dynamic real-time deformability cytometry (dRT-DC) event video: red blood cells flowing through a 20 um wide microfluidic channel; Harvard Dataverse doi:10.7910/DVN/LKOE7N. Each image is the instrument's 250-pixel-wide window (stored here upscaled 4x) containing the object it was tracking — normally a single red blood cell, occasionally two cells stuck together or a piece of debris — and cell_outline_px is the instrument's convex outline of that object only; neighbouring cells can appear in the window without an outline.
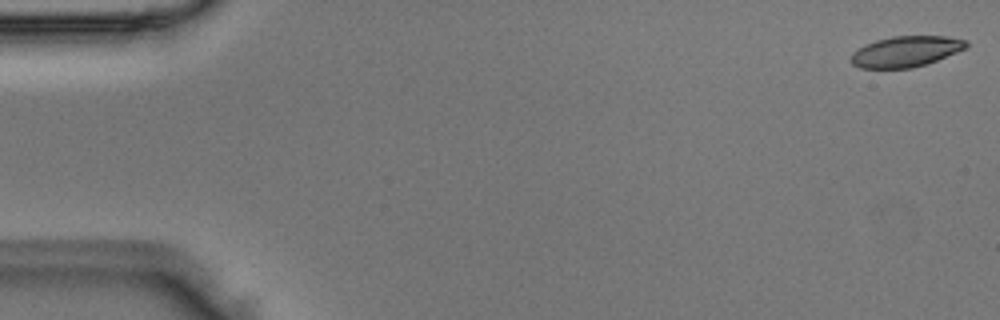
{"species": "Egyptian fruit bat (a non-hibernating species)", "species_latin": "Rousettus aegyptiacus", "temperature_condition": "room temperature", "stored_images_in_passage": 4, "camera_frame_rate_fps": 3000, "um_per_image_px": 0.085, "animal": {"sex": "male"}, "frame": {"image": 1, "passage_image": 1, "time_ms": 0.0, "image_size_px": [1000, 320], "cell_outline_px": [[968, 44], [964, 48], [956, 52], [936, 60], [912, 68], [860, 68], [852, 64], [848, 60], [852, 52], [864, 44], [876, 40], [892, 36], [944, 36], [968, 40]], "centroid_in_image_um": [76.92, 4.37], "position_along_channel_um": 8.1, "area_um2": 20.63}}